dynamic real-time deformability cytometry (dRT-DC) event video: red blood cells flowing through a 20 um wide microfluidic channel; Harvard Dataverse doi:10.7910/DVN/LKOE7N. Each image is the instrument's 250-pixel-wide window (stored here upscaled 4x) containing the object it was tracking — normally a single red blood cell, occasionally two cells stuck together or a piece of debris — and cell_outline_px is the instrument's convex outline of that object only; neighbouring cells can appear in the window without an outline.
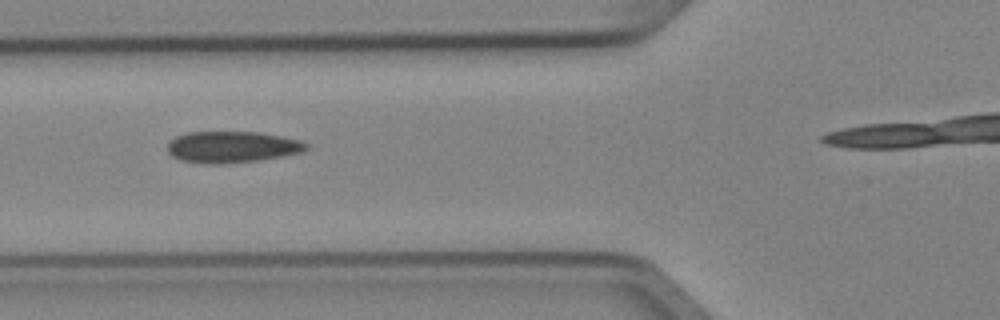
{"species": "Egyptian fruit bat (a non-hibernating species)", "species_latin": "Rousettus aegyptiacus", "temperature_condition": "cold", "stored_images_in_passage": 5, "camera_frame_rate_fps": 3000, "um_per_image_px": 0.085, "animal": {"sex": "female"}, "frame": {"image": 1, "passage_image": 3, "time_ms": 0.667, "image_size_px": [1000, 320], "cell_outline_px": [[308, 148], [300, 152], [260, 160], [224, 164], [204, 164], [180, 160], [172, 156], [168, 152], [168, 144], [176, 136], [188, 132], [260, 132], [300, 140], [308, 144]], "centroid_in_image_um": [19.7, 12.5], "position_along_channel_um": 106.1, "area_um2": 25.37}}